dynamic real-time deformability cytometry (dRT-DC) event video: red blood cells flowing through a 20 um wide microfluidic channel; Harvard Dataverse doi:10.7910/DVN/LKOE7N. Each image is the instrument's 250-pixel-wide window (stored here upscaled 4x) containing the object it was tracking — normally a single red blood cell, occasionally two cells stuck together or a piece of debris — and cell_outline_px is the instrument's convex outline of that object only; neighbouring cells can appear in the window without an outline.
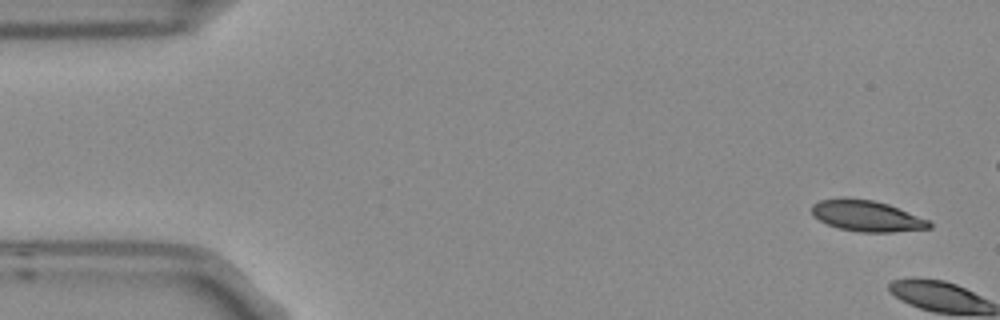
{"species": "Egyptian fruit bat (a non-hibernating species)", "species_latin": "Rousettus aegyptiacus", "temperature_condition": "room temperature", "stored_images_in_passage": 6, "camera_frame_rate_fps": 3000, "um_per_image_px": 0.085, "frame": {"image": 1, "passage_image": 1, "time_ms": 0.0, "image_size_px": [1000, 320], "cell_outline_px": [[932, 228], [892, 232], [860, 232], [840, 228], [828, 224], [812, 216], [812, 204], [820, 200], [844, 196], [872, 200], [888, 204], [932, 220]], "centroid_in_image_um": [73.7, 18.34], "position_along_channel_um": 11.3, "area_um2": 21.56}}